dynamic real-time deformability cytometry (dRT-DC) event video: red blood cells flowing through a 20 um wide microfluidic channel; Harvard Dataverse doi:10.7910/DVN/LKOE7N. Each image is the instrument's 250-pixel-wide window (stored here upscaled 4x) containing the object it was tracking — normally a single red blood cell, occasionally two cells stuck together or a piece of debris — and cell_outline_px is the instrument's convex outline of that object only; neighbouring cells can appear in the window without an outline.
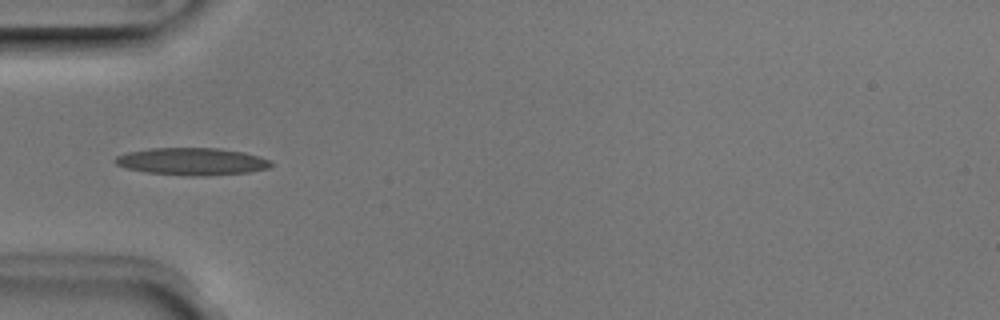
{"species": "Egyptian fruit bat (a non-hibernating species)", "species_latin": "Rousettus aegyptiacus", "temperature_condition": "room temperature", "stored_images_in_passage": 36, "camera_frame_rate_fps": 3000, "um_per_image_px": 0.085, "animal": {"sex": "male"}, "frame": {"image": 1, "passage_image": 1, "time_ms": 0.0, "image_size_px": [1000, 320], "cell_outline_px": [[272, 164], [268, 168], [248, 172], [208, 176], [184, 176], [148, 172], [128, 168], [116, 164], [112, 160], [116, 156], [128, 152], [148, 148], [220, 148], [244, 152], [260, 156], [272, 160]], "centroid_in_image_um": [16.34, 13.72], "position_along_channel_um": 68.7, "area_um2": 24.97}}
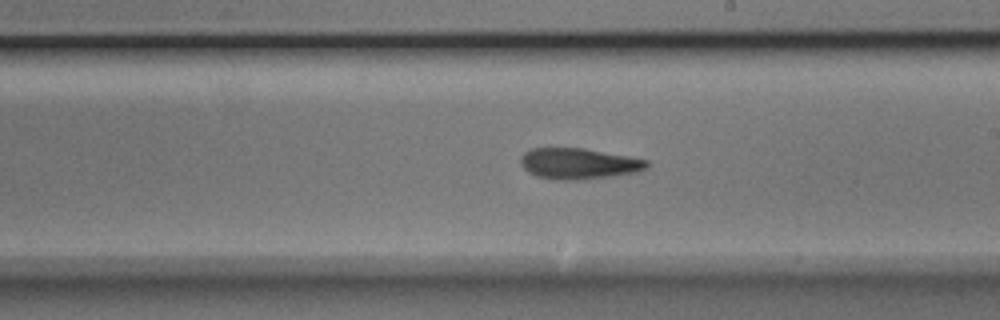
{"frame": {"image": 2, "passage_image": 14, "time_ms": 4.333, "image_size_px": [1000, 320], "cell_outline_px": [[648, 168], [636, 172], [612, 176], [576, 180], [564, 180], [536, 176], [528, 172], [520, 164], [520, 156], [524, 152], [532, 148], [584, 148], [628, 156], [648, 160]], "centroid_in_image_um": [49.17, 13.9], "position_along_channel_um": 239.8, "area_um2": 22.72}}
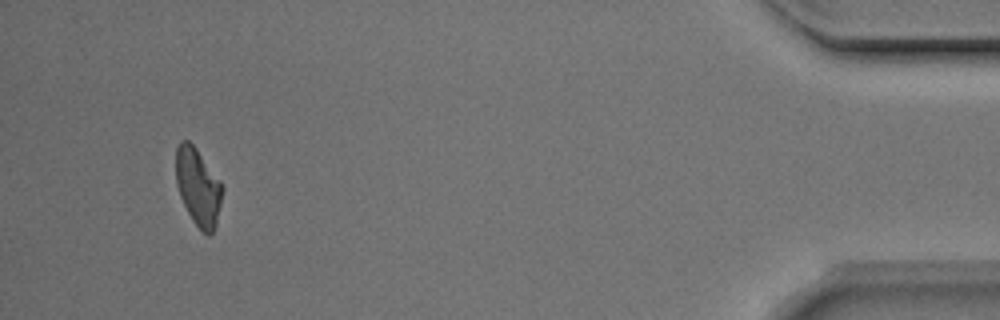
{"frame": {"image": 3, "passage_image": 33, "time_ms": 10.667, "image_size_px": [1000, 320], "cell_outline_px": [[224, 188], [216, 224], [212, 232], [208, 236], [192, 220], [180, 196], [176, 184], [176, 148], [180, 140], [188, 140], [196, 148], [220, 180]], "centroid_in_image_um": [16.84, 15.86], "position_along_channel_um": 418.4, "area_um2": 20.81}, "authors_computed_cell_mechanics": {"area_um2": 22.1374, "velocity_mm_per_s": 3.9567, "shape_relaxation_time_tau1_ms": 6.426, "shape_relaxation_time_tau2_ms": 5.4896, "deformation_change_tau1": 0.214, "deformation_change_tau2": 0.1712}}